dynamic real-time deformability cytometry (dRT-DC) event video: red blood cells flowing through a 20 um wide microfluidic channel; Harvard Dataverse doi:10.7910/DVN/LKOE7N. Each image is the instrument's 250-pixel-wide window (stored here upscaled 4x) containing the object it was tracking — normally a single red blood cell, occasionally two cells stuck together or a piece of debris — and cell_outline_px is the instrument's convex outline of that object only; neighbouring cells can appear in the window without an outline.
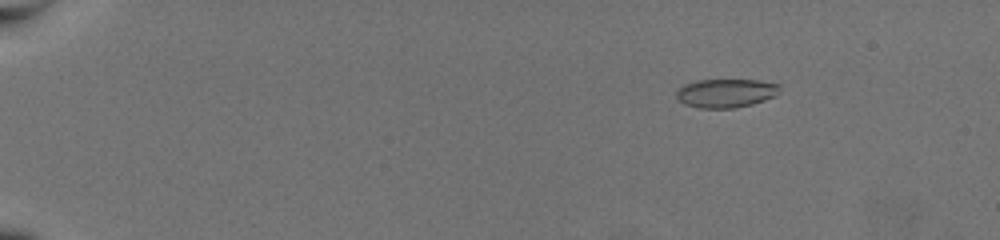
{"species": "common noctule bat (a hibernating species)", "species_latin": "Nyctalus noctula", "temperature_condition": "warm", "stored_images_in_passage": 5, "camera_frame_rate_fps": 3000, "um_per_image_px": 0.085, "animal": {"sex": "female", "body_mass_g": 19.5, "forearm_length_mm": 54.1}, "frame": {"image": 1, "passage_image": 1, "time_ms": 0.0, "image_size_px": [1000, 240], "cell_outline_px": [[780, 88], [776, 96], [752, 104], [736, 108], [700, 108], [684, 104], [676, 96], [676, 92], [684, 84], [696, 80], [756, 80], [780, 84]], "centroid_in_image_um": [61.71, 7.91], "position_along_channel_um": 23.3, "area_um2": 17.28}}